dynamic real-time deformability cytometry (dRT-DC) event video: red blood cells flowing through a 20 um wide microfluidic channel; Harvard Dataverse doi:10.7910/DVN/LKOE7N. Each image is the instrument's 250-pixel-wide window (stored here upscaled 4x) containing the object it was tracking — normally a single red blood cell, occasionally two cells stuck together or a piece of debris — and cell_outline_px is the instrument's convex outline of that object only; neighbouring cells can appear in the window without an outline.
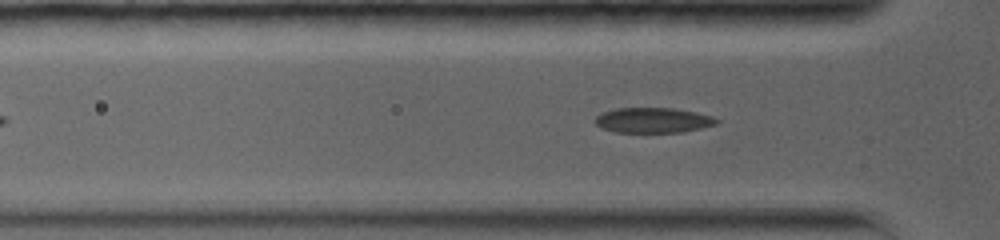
{"species": "common noctule bat (a hibernating species)", "species_latin": "Nyctalus noctula", "temperature_condition": "warm", "stored_images_in_passage": 13, "camera_frame_rate_fps": 5000, "um_per_image_px": 0.085, "animal": {"sex": "female", "body_mass_g": 19.0, "forearm_length_mm": 56.7}, "frame": {"image": 1, "passage_image": 5, "time_ms": 1.6, "image_size_px": [1000, 240], "cell_outline_px": [[720, 120], [716, 124], [684, 132], [616, 132], [600, 128], [592, 120], [596, 116], [604, 112], [616, 108], [672, 108], [696, 112], [712, 116]], "centroid_in_image_um": [55.48, 10.22], "position_along_channel_um": 70.3, "area_um2": 17.86}}
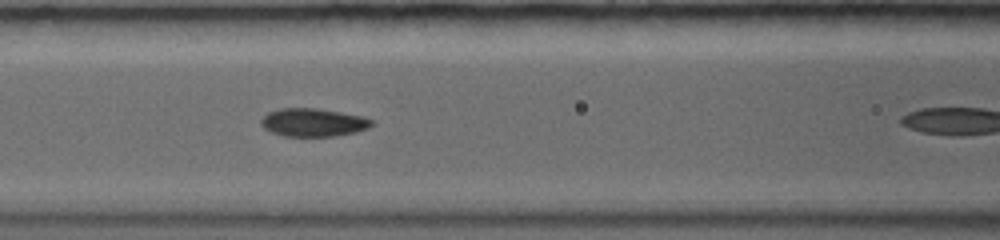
{"frame": {"image": 2, "passage_image": 10, "time_ms": 3.4, "image_size_px": [1000, 240], "cell_outline_px": [[372, 124], [368, 128], [356, 132], [336, 136], [284, 136], [272, 132], [264, 128], [260, 124], [260, 120], [268, 112], [280, 108], [316, 108], [340, 112], [360, 116], [372, 120]], "centroid_in_image_um": [26.59, 10.41], "position_along_channel_um": 140.0, "area_um2": 18.03}}
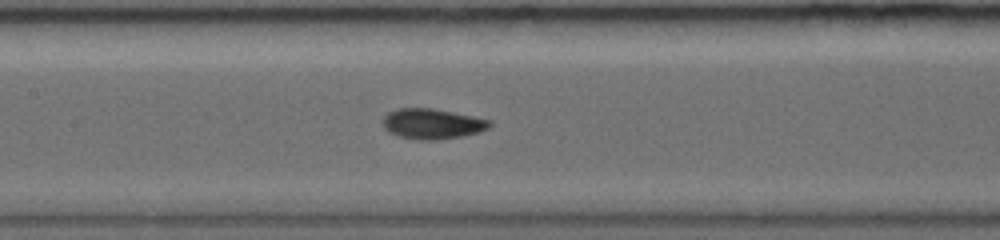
{"frame": {"image": 3, "passage_image": 12, "time_ms": 4.2, "image_size_px": [1000, 240], "cell_outline_px": [[492, 124], [488, 128], [480, 132], [464, 136], [436, 140], [420, 140], [400, 136], [388, 132], [384, 128], [384, 116], [388, 112], [400, 108], [432, 108], [492, 120]], "centroid_in_image_um": [36.77, 10.53], "position_along_channel_um": 170.6, "area_um2": 18.84}}